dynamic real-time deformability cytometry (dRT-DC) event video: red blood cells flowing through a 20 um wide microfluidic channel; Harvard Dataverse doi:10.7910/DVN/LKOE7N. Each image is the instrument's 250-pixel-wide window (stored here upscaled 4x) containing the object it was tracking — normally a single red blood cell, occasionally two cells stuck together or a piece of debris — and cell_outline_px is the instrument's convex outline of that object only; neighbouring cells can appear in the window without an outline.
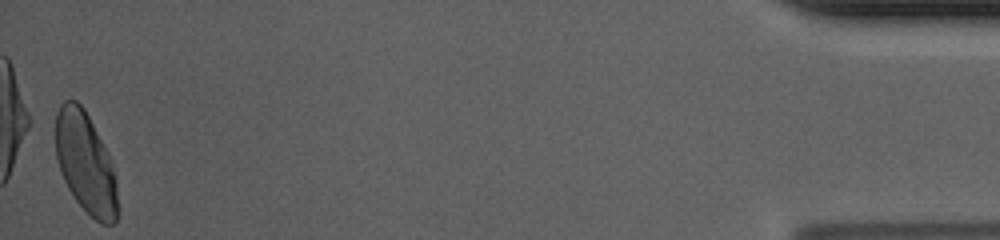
{"species": "human", "species_latin": "Homo sapiens", "temperature_condition": "cold", "stored_images_in_passage": 50, "camera_frame_rate_fps": 3000, "um_per_image_px": 0.085, "donor": {"sex": "male"}, "frame": {"image": 1, "passage_image": 50, "time_ms": 16.333, "image_size_px": [1000, 240], "cell_outline_px": [[116, 220], [112, 224], [100, 224], [72, 196], [60, 172], [56, 156], [56, 112], [60, 104], [64, 100], [76, 100], [84, 108], [108, 152], [112, 160], [116, 180]], "centroid_in_image_um": [7.26, 13.81], "position_along_channel_um": 427.9, "area_um2": 36.3}, "authors_computed_cell_mechanics": {"area_um2": 38.4948, "velocity_mm_per_s": 3.6794, "shape_relaxation_time_tau1_ms": 3.1068, "shape_relaxation_time_tau2_ms": 1.0479, "deformation_change_tau1": 0.1509, "deformation_change_tau2": 0.0603}}